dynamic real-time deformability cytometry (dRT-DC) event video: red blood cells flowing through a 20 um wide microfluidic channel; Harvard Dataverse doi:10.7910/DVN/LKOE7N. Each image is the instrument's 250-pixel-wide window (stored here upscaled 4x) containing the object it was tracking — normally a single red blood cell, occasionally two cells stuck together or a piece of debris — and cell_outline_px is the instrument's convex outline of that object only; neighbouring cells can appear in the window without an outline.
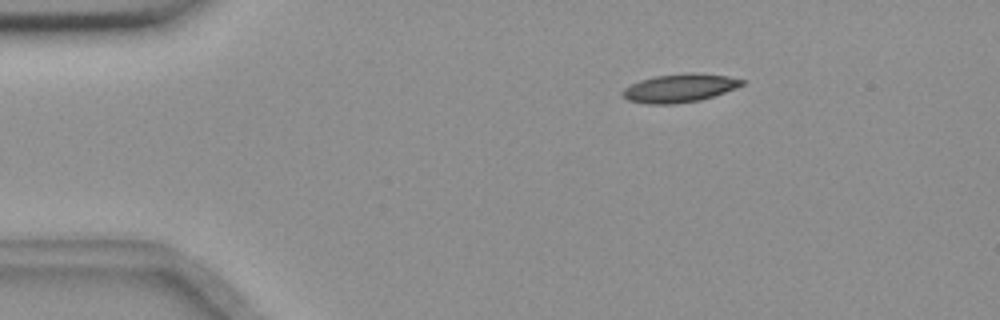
{"species": "common noctule bat (a hibernating species)", "species_latin": "Nyctalus noctula", "temperature_condition": "room temperature", "stored_images_in_passage": 14, "camera_frame_rate_fps": 3000, "um_per_image_px": 0.085, "animal": {"sex": "female", "body_mass_g": 18.4}, "frame": {"image": 1, "passage_image": 2, "time_ms": 0.333, "image_size_px": [1000, 320], "cell_outline_px": [[744, 84], [736, 88], [700, 100], [672, 104], [648, 104], [628, 100], [620, 92], [624, 88], [640, 80], [656, 76], [688, 72], [692, 72], [728, 76], [744, 80]], "centroid_in_image_um": [57.76, 7.48], "position_along_channel_um": 27.2, "area_um2": 19.59}}
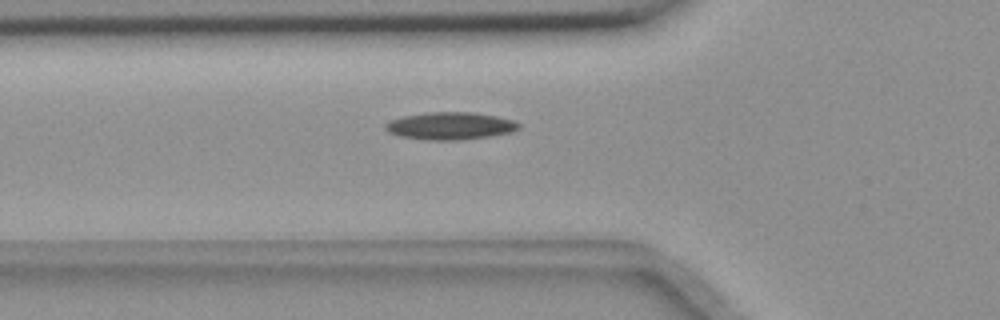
{"frame": {"image": 2, "passage_image": 12, "time_ms": 3.667, "image_size_px": [1000, 320], "cell_outline_px": [[520, 128], [512, 132], [488, 136], [460, 140], [428, 140], [400, 136], [388, 132], [384, 128], [384, 124], [392, 120], [404, 116], [428, 112], [472, 112], [496, 116], [512, 120], [520, 124]], "centroid_in_image_um": [38.26, 10.7], "position_along_channel_um": 87.5, "area_um2": 21.21}}